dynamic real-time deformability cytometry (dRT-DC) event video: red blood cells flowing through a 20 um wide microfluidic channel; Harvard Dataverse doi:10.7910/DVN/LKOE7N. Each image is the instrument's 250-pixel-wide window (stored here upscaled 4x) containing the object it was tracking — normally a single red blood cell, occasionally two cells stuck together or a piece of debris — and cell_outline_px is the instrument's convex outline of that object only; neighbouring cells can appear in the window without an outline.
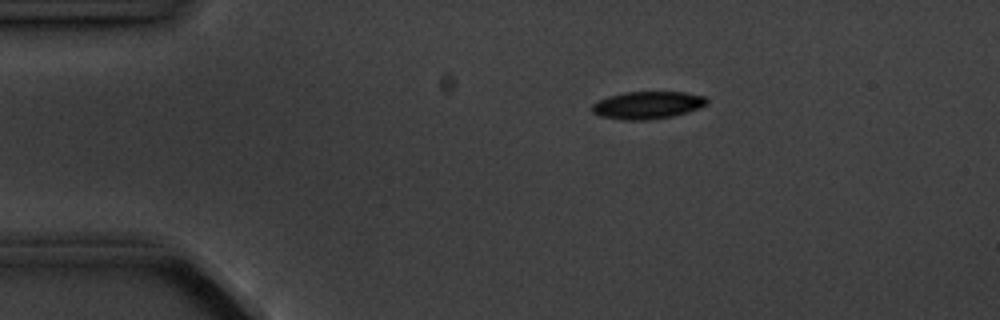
{"species": "common noctule bat (a hibernating species)", "species_latin": "Nyctalus noctula", "temperature_condition": "cold", "stored_images_in_passage": 5, "camera_frame_rate_fps": 3000, "um_per_image_px": 0.085, "animal": {"sex": "male", "body_mass_g": 20.1, "forearm_length_mm": 53.5}, "frame": {"image": 1, "passage_image": 3, "time_ms": 2.667, "image_size_px": [1000, 320], "cell_outline_px": [[708, 104], [688, 112], [672, 116], [648, 120], [624, 120], [600, 116], [592, 112], [592, 104], [608, 96], [624, 92], [684, 92], [704, 96], [708, 100]], "centroid_in_image_um": [55.04, 8.94], "position_along_channel_um": 30.0, "area_um2": 18.38}}